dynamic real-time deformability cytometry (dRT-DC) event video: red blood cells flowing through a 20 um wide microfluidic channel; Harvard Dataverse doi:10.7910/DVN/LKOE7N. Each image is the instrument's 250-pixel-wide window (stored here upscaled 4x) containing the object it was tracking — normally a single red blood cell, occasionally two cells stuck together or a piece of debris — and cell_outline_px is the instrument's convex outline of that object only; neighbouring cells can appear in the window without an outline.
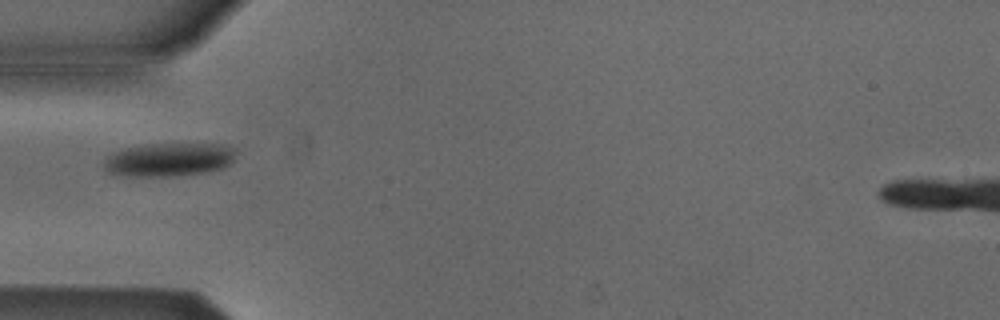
{"species": "Egyptian fruit bat (a non-hibernating species)", "species_latin": "Rousettus aegyptiacus", "temperature_condition": "cold", "stored_images_in_passage": 3, "camera_frame_rate_fps": 3000, "um_per_image_px": 0.085, "animal": {"sex": "male"}, "frame": {"image": 1, "passage_image": 3, "time_ms": 0.667, "image_size_px": [1000, 320], "cell_outline_px": [[232, 160], [224, 168], [200, 172], [160, 176], [136, 176], [108, 172], [104, 168], [104, 160], [112, 152], [124, 148], [148, 144], [224, 144], [232, 148]], "centroid_in_image_um": [14.3, 13.54], "position_along_channel_um": 70.7, "area_um2": 25.03}}